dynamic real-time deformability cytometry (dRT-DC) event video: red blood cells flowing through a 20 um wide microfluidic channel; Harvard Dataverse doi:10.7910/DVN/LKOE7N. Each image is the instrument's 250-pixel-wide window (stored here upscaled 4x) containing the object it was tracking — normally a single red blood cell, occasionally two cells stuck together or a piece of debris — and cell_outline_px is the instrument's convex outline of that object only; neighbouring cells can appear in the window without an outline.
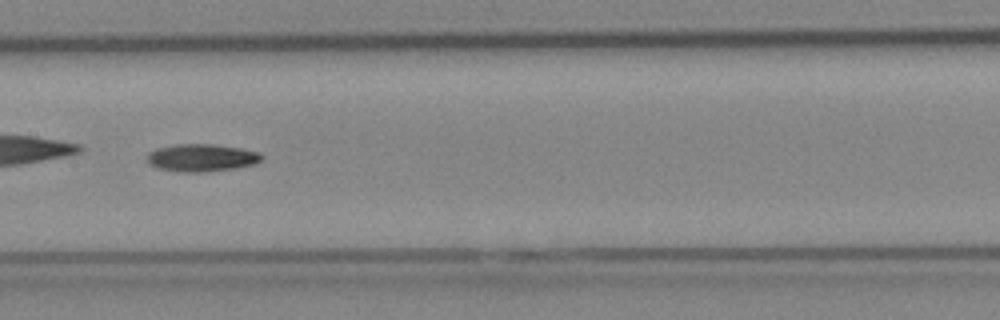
{"species": "Egyptian fruit bat (a non-hibernating species)", "species_latin": "Rousettus aegyptiacus", "temperature_condition": "cold", "stored_images_in_passage": 34, "camera_frame_rate_fps": 3000, "um_per_image_px": 0.085, "animal": {"sex": "female"}, "frame": {"image": 1, "passage_image": 10, "time_ms": 3.0, "image_size_px": [1000, 320], "cell_outline_px": [[264, 156], [260, 160], [252, 164], [232, 168], [204, 172], [184, 172], [160, 168], [148, 164], [148, 152], [156, 148], [176, 144], [212, 144], [240, 148], [260, 152]], "centroid_in_image_um": [17.12, 13.39], "position_along_channel_um": 190.3, "area_um2": 18.15}, "authors_computed_cell_mechanics": {"area_um2": 17.1088, "velocity_mm_per_s": 3.9751, "shape_relaxation_time_tau1_ms": 4.6444, "shape_relaxation_time_tau2_ms": null, "deformation_change_tau1": 0.1526, "deformation_change_tau2": null}}